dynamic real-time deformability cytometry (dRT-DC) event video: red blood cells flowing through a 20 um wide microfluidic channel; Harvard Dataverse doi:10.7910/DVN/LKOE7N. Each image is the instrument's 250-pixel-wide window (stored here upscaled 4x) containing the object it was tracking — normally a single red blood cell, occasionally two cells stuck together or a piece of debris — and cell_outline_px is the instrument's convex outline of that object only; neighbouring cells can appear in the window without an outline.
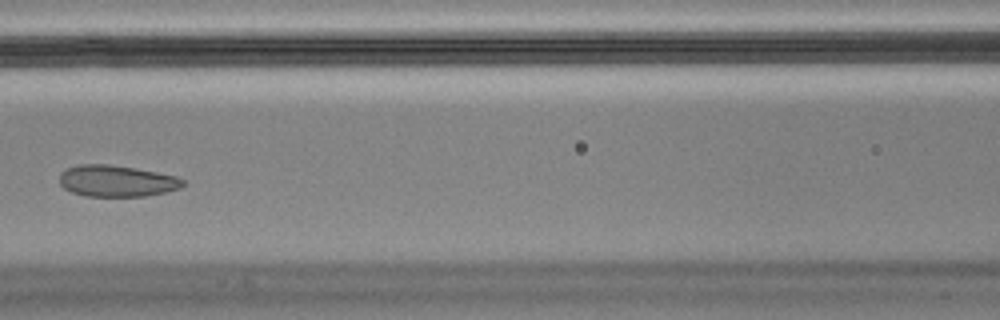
{"species": "Egyptian fruit bat (a non-hibernating species)", "species_latin": "Rousettus aegyptiacus", "temperature_condition": "cold", "stored_images_in_passage": 7, "camera_frame_rate_fps": 3000, "um_per_image_px": 0.085, "animal": {"sex": "male"}, "frame": {"image": 1, "passage_image": 7, "time_ms": 2.0, "image_size_px": [1000, 320], "cell_outline_px": [[184, 184], [180, 188], [148, 196], [84, 196], [72, 192], [64, 188], [60, 184], [60, 172], [68, 168], [80, 164], [108, 164], [156, 172], [176, 176], [184, 180]], "centroid_in_image_um": [9.9, 15.39], "position_along_channel_um": 156.7, "area_um2": 22.48}}